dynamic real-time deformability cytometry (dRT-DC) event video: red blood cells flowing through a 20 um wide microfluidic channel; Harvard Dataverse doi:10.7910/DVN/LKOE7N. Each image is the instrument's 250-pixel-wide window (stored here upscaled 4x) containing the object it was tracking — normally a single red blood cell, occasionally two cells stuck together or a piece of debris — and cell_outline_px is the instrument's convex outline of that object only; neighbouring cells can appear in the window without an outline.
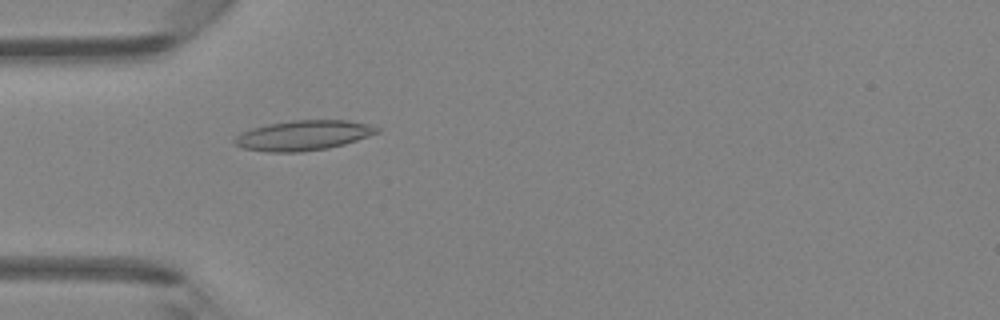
{"species": "Egyptian fruit bat (a non-hibernating species)", "species_latin": "Rousettus aegyptiacus", "temperature_condition": "room temperature", "stored_images_in_passage": 46, "camera_frame_rate_fps": 3000, "um_per_image_px": 0.085, "animal": {"sex": "female"}, "frame": {"image": 1, "passage_image": 14, "time_ms": 4.333, "image_size_px": [1000, 320], "cell_outline_px": [[380, 132], [344, 144], [328, 148], [300, 152], [268, 152], [240, 148], [232, 144], [232, 140], [240, 132], [252, 128], [268, 124], [292, 120], [348, 120], [368, 124], [380, 128]], "centroid_in_image_um": [25.73, 11.51], "position_along_channel_um": 59.3, "area_um2": 25.09}}
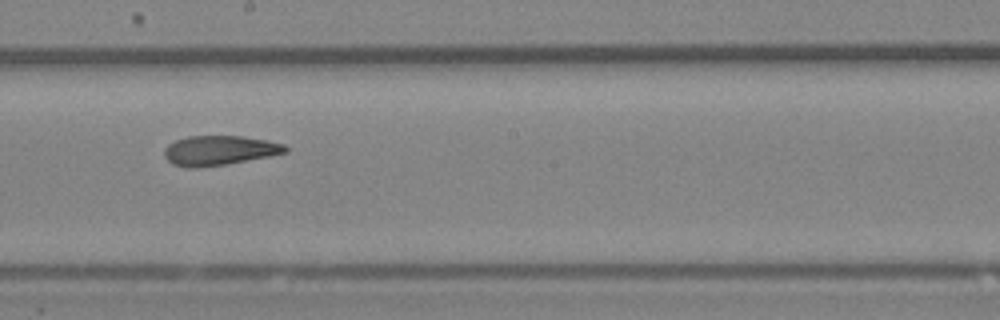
{"frame": {"image": 2, "passage_image": 26, "time_ms": 8.333, "image_size_px": [1000, 320], "cell_outline_px": [[288, 152], [272, 156], [224, 164], [196, 168], [184, 168], [172, 164], [164, 156], [164, 148], [168, 144], [176, 140], [188, 136], [244, 136], [268, 140], [284, 144], [288, 148]], "centroid_in_image_um": [18.65, 12.79], "position_along_channel_um": 229.6, "area_um2": 21.1}}
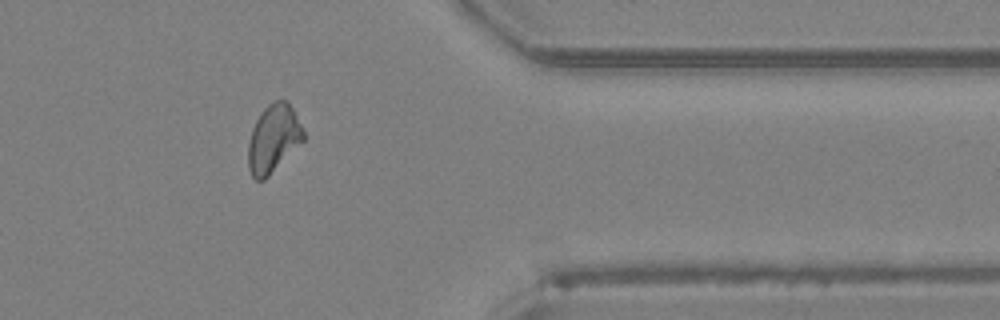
{"frame": {"image": 3, "passage_image": 38, "time_ms": 12.333, "image_size_px": [1000, 320], "cell_outline_px": [[304, 140], [264, 180], [256, 180], [252, 176], [248, 168], [248, 140], [252, 128], [260, 112], [272, 100], [288, 100], [304, 132]], "centroid_in_image_um": [23.21, 11.76], "position_along_channel_um": 388.2, "area_um2": 21.79}, "authors_computed_cell_mechanics": {"area_um2": 22.1374, "velocity_mm_per_s": 4.353, "shape_relaxation_time_tau1_ms": null, "shape_relaxation_time_tau2_ms": 4.4485, "deformation_change_tau1": null, "deformation_change_tau2": 0.1144}}